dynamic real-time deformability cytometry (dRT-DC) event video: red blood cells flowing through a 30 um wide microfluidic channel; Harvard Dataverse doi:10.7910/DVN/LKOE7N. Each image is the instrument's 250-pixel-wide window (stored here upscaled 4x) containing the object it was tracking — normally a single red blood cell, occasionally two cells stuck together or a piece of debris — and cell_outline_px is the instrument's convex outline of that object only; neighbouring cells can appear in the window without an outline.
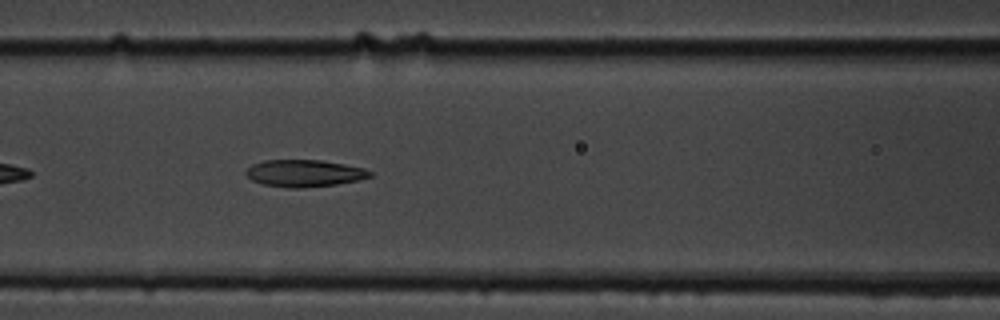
{"species": "common noctule bat (a hibernating species)", "species_latin": "Nyctalus noctula", "temperature_condition": "cold", "stored_images_in_passage": 7, "camera_frame_rate_fps": 3000, "um_per_image_px": 0.085, "animal": {"sex": "male", "body_mass_g": 19.5, "forearm_length_mm": 54.6}, "frame": {"image": 1, "passage_image": 7, "time_ms": 7.0, "image_size_px": [1000, 320], "cell_outline_px": [[372, 176], [360, 180], [336, 184], [296, 188], [288, 188], [264, 184], [252, 180], [244, 172], [252, 164], [264, 160], [320, 160], [344, 164], [364, 168], [372, 172]], "centroid_in_image_um": [25.88, 14.72], "position_along_channel_um": 140.7, "area_um2": 19.42}}